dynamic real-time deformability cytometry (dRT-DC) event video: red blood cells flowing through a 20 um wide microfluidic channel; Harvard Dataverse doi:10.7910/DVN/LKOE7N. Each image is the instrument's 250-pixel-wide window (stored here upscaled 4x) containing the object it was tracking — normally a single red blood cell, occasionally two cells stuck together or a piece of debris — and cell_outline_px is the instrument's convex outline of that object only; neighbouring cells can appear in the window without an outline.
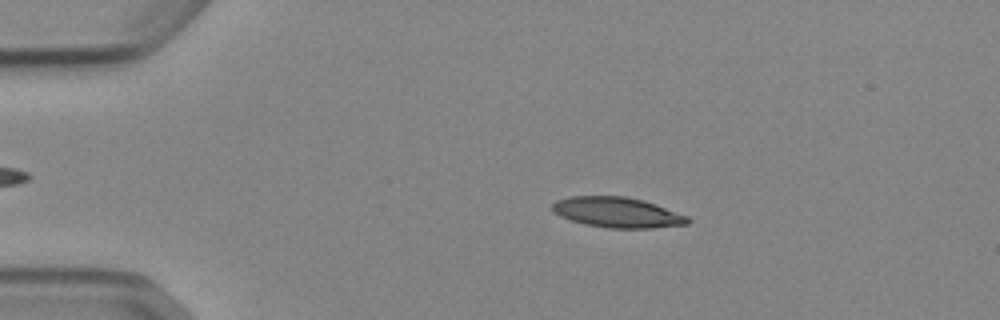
{"species": "Egyptian fruit bat (a non-hibernating species)", "species_latin": "Rousettus aegyptiacus", "temperature_condition": "cold", "stored_images_in_passage": 52, "camera_frame_rate_fps": 3000, "um_per_image_px": 0.085, "animal": {"sex": "female"}, "frame": {"image": 1, "passage_image": 10, "time_ms": 3.0, "image_size_px": [1000, 320], "cell_outline_px": [[692, 220], [688, 224], [652, 228], [608, 228], [584, 224], [560, 216], [552, 212], [552, 204], [556, 200], [568, 196], [624, 196], [656, 204], [688, 216]], "centroid_in_image_um": [52.46, 18.05], "position_along_channel_um": 32.5, "area_um2": 23.99}}
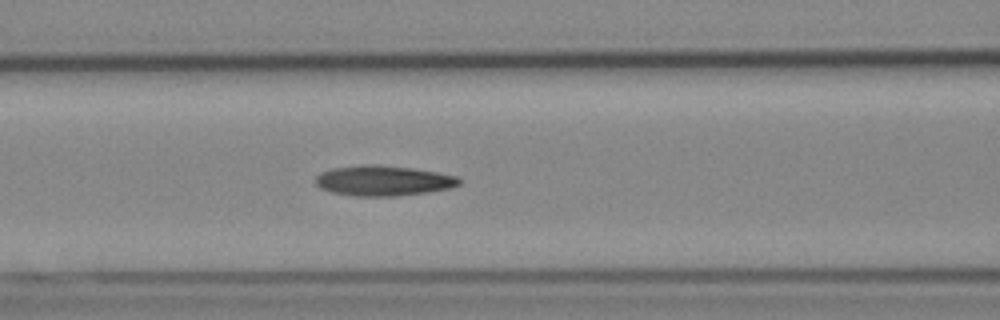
{"frame": {"image": 2, "passage_image": 22, "time_ms": 7.0, "image_size_px": [1000, 320], "cell_outline_px": [[460, 184], [452, 188], [428, 192], [396, 196], [356, 196], [332, 192], [320, 188], [316, 184], [316, 176], [320, 172], [332, 168], [364, 164], [372, 164], [412, 168], [460, 176]], "centroid_in_image_um": [32.59, 15.35], "position_along_channel_um": 134.0, "area_um2": 25.43}}
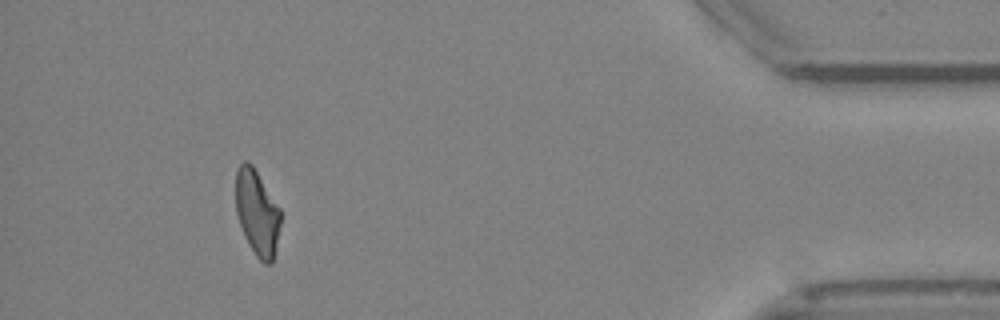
{"frame": {"image": 3, "passage_image": 48, "time_ms": 15.667, "image_size_px": [1000, 320], "cell_outline_px": [[280, 224], [272, 264], [264, 264], [256, 256], [248, 244], [244, 236], [236, 212], [236, 172], [240, 164], [244, 160], [248, 160], [252, 164], [280, 208]], "centroid_in_image_um": [21.84, 18.07], "position_along_channel_um": 413.4, "area_um2": 22.25}, "authors_computed_cell_mechanics": {"area_um2": 24.0737, "velocity_mm_per_s": 3.8734, "shape_relaxation_time_tau1_ms": 9.5961, "shape_relaxation_time_tau2_ms": 5.6031, "deformation_change_tau1": 0.2221, "deformation_change_tau2": 0.161}}